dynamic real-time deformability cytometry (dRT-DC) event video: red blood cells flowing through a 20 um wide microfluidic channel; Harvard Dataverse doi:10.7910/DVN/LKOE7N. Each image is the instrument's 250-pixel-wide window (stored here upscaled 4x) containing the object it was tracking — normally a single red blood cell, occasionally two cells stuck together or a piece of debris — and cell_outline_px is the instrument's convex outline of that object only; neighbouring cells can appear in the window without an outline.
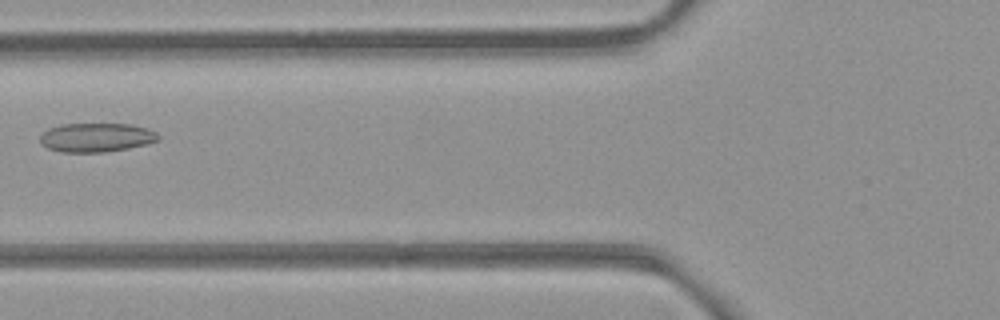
{"species": "common noctule bat (a hibernating species)", "species_latin": "Nyctalus noctula", "temperature_condition": "room temperature", "stored_images_in_passage": 6, "camera_frame_rate_fps": 3000, "um_per_image_px": 0.085, "animal": {"sex": "female", "body_mass_g": 21.9}, "frame": {"image": 1, "passage_image": 6, "time_ms": 1.667, "image_size_px": [1000, 320], "cell_outline_px": [[160, 136], [156, 140], [144, 144], [128, 148], [104, 152], [60, 152], [48, 148], [40, 144], [40, 136], [48, 128], [60, 124], [132, 124], [156, 132]], "centroid_in_image_um": [8.13, 11.68], "position_along_channel_um": 117.7, "area_um2": 19.83}}